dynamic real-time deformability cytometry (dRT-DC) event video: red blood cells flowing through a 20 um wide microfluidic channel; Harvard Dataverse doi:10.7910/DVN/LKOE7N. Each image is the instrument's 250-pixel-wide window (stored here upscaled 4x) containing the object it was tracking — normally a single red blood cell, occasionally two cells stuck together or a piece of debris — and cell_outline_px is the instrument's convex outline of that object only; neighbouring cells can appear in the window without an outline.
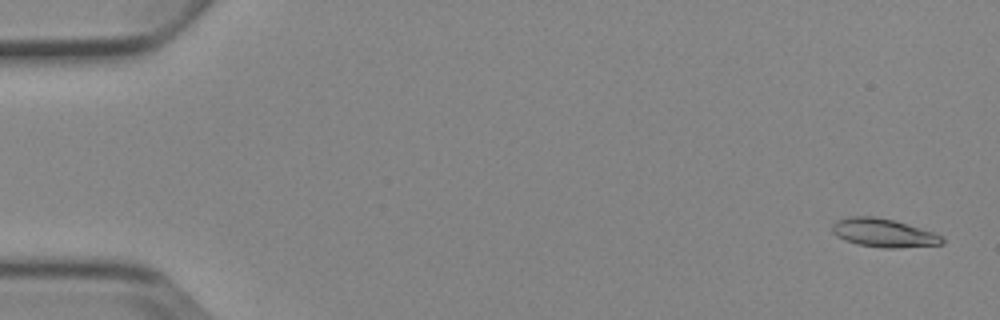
{"species": "Egyptian fruit bat (a non-hibernating species)", "species_latin": "Rousettus aegyptiacus", "temperature_condition": "cold", "stored_images_in_passage": 4, "camera_frame_rate_fps": 3000, "um_per_image_px": 0.085, "animal": {"sex": "female"}, "frame": {"image": 1, "passage_image": 1, "time_ms": 0.0, "image_size_px": [1000, 320], "cell_outline_px": [[944, 244], [896, 248], [884, 248], [856, 244], [844, 240], [836, 236], [832, 232], [832, 224], [836, 220], [848, 216], [872, 216], [892, 220], [932, 232], [944, 236]], "centroid_in_image_um": [75.06, 19.8], "position_along_channel_um": 9.9, "area_um2": 18.21}}